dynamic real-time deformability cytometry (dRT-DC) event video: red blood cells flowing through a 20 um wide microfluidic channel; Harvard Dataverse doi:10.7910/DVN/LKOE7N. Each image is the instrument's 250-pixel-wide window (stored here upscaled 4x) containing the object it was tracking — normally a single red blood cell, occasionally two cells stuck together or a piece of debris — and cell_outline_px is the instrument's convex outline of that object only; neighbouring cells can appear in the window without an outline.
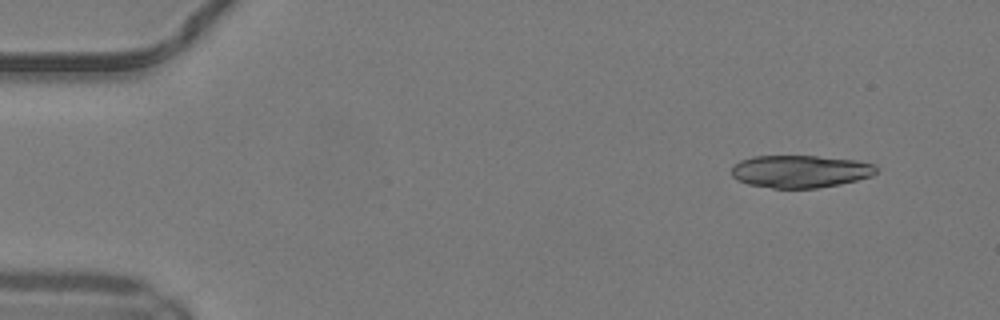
{"species": "common noctule bat (a hibernating species)", "species_latin": "Nyctalus noctula", "temperature_condition": "warm", "stored_images_in_passage": 45, "camera_frame_rate_fps": 3000, "um_per_image_px": 0.085, "animal": {"sex": "male", "body_mass_g": 19.2, "forearm_length_mm": 51.8}, "frame": {"image": 1, "passage_image": 1, "time_ms": 0.0, "image_size_px": [1000, 320], "cell_outline_px": [[876, 172], [872, 176], [840, 184], [816, 188], [772, 188], [748, 184], [736, 180], [732, 176], [732, 168], [740, 160], [752, 156], [816, 156], [856, 160], [876, 164]], "centroid_in_image_um": [68.02, 14.57], "position_along_channel_um": 17.0, "area_um2": 27.46}}
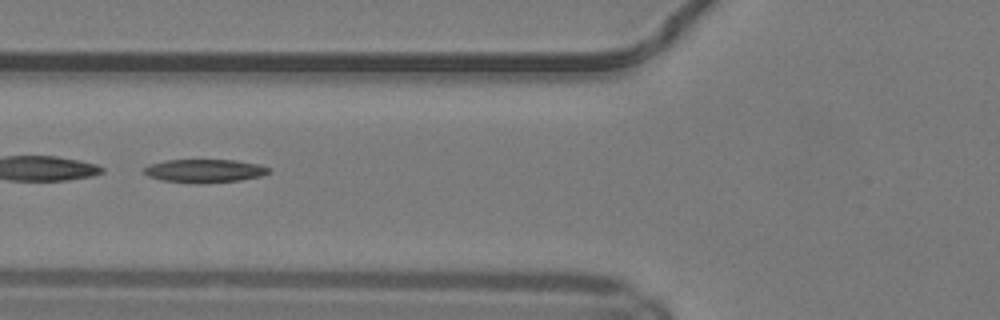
{"frame": {"image": 2, "passage_image": 16, "time_ms": 5.0, "image_size_px": [1000, 320], "cell_outline_px": [[272, 172], [260, 176], [240, 180], [200, 184], [160, 180], [148, 176], [144, 172], [144, 168], [148, 164], [164, 160], [236, 160], [260, 164], [272, 168]], "centroid_in_image_um": [17.41, 14.52], "position_along_channel_um": 108.4, "area_um2": 17.22}}
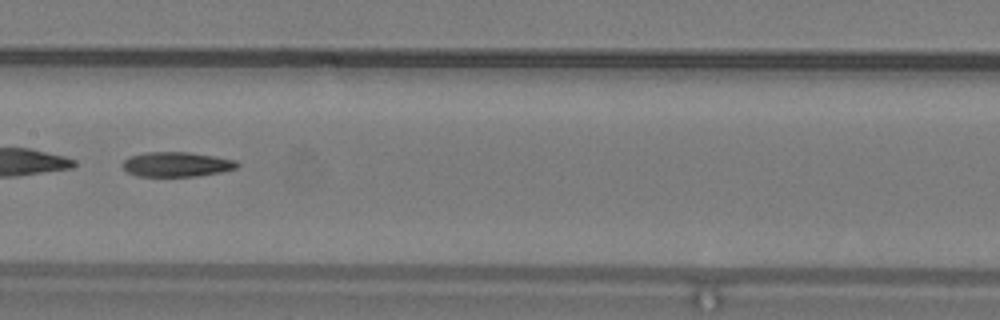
{"frame": {"image": 3, "passage_image": 22, "time_ms": 7.0, "image_size_px": [1000, 320], "cell_outline_px": [[240, 164], [236, 168], [220, 172], [196, 176], [136, 176], [128, 172], [124, 168], [124, 160], [128, 156], [144, 152], [188, 152], [216, 156], [236, 160]], "centroid_in_image_um": [15.02, 13.96], "position_along_channel_um": 192.4, "area_um2": 16.53}}